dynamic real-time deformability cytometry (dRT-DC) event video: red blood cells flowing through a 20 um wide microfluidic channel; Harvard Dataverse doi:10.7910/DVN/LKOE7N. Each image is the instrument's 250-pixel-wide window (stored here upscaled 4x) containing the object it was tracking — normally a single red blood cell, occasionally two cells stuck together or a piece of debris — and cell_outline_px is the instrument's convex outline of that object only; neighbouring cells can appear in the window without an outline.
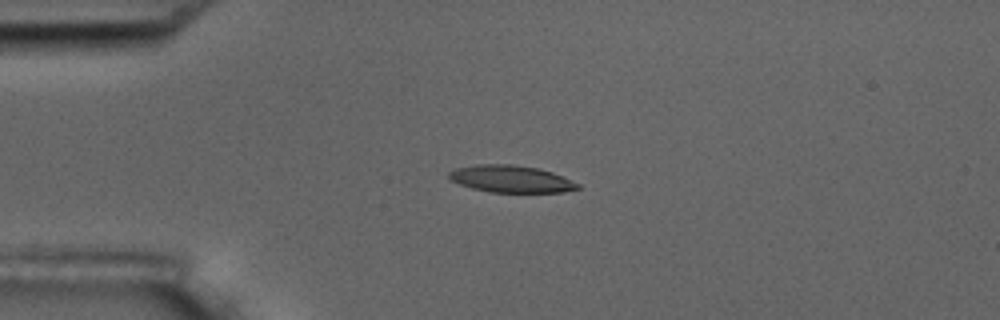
{"species": "common noctule bat (a hibernating species)", "species_latin": "Nyctalus noctula", "temperature_condition": "room temperature", "stored_images_in_passage": 4, "camera_frame_rate_fps": 3000, "um_per_image_px": 0.085, "animal": {"sex": "male", "body_mass_g": 17.5, "forearm_length_mm": 52.3}, "frame": {"image": 1, "passage_image": 4, "time_ms": 4.333, "image_size_px": [1000, 320], "cell_outline_px": [[580, 188], [564, 192], [488, 192], [472, 188], [460, 184], [452, 180], [448, 176], [448, 172], [456, 168], [476, 164], [512, 164], [540, 168], [552, 172], [580, 184]], "centroid_in_image_um": [43.44, 15.2], "position_along_channel_um": 41.6, "area_um2": 20.35}}